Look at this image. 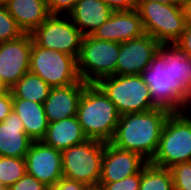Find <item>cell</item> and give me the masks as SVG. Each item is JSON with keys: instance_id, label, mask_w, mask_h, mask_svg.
Segmentation results:
<instances>
[{"instance_id": "6da1fadb", "label": "cell", "mask_w": 191, "mask_h": 190, "mask_svg": "<svg viewBox=\"0 0 191 190\" xmlns=\"http://www.w3.org/2000/svg\"><path fill=\"white\" fill-rule=\"evenodd\" d=\"M169 114L167 110L154 108L121 115L109 143L118 149L139 154L150 162L157 152L161 132Z\"/></svg>"}, {"instance_id": "7a4b0ae2", "label": "cell", "mask_w": 191, "mask_h": 190, "mask_svg": "<svg viewBox=\"0 0 191 190\" xmlns=\"http://www.w3.org/2000/svg\"><path fill=\"white\" fill-rule=\"evenodd\" d=\"M115 104L96 83H88L78 104L77 118L88 139L109 143L120 119Z\"/></svg>"}, {"instance_id": "3957f363", "label": "cell", "mask_w": 191, "mask_h": 190, "mask_svg": "<svg viewBox=\"0 0 191 190\" xmlns=\"http://www.w3.org/2000/svg\"><path fill=\"white\" fill-rule=\"evenodd\" d=\"M141 76L148 85L155 108L177 113L187 110L189 103L191 105V93L173 77L171 63L159 50Z\"/></svg>"}, {"instance_id": "277c9868", "label": "cell", "mask_w": 191, "mask_h": 190, "mask_svg": "<svg viewBox=\"0 0 191 190\" xmlns=\"http://www.w3.org/2000/svg\"><path fill=\"white\" fill-rule=\"evenodd\" d=\"M144 32L160 44L175 43L188 22L186 4H162L148 1L137 2Z\"/></svg>"}, {"instance_id": "5b68a950", "label": "cell", "mask_w": 191, "mask_h": 190, "mask_svg": "<svg viewBox=\"0 0 191 190\" xmlns=\"http://www.w3.org/2000/svg\"><path fill=\"white\" fill-rule=\"evenodd\" d=\"M191 161V117L185 111L170 113L161 132L151 164L171 168Z\"/></svg>"}, {"instance_id": "8992f818", "label": "cell", "mask_w": 191, "mask_h": 190, "mask_svg": "<svg viewBox=\"0 0 191 190\" xmlns=\"http://www.w3.org/2000/svg\"><path fill=\"white\" fill-rule=\"evenodd\" d=\"M106 142L88 139L84 143L63 150V177L98 189L102 158Z\"/></svg>"}, {"instance_id": "52a82bcc", "label": "cell", "mask_w": 191, "mask_h": 190, "mask_svg": "<svg viewBox=\"0 0 191 190\" xmlns=\"http://www.w3.org/2000/svg\"><path fill=\"white\" fill-rule=\"evenodd\" d=\"M115 104L120 115L154 109L148 85L139 75H112L96 83Z\"/></svg>"}, {"instance_id": "ba28073f", "label": "cell", "mask_w": 191, "mask_h": 190, "mask_svg": "<svg viewBox=\"0 0 191 190\" xmlns=\"http://www.w3.org/2000/svg\"><path fill=\"white\" fill-rule=\"evenodd\" d=\"M119 51L120 43L84 36L77 59L80 79L86 83H97L101 78L116 75Z\"/></svg>"}, {"instance_id": "9c48e42d", "label": "cell", "mask_w": 191, "mask_h": 190, "mask_svg": "<svg viewBox=\"0 0 191 190\" xmlns=\"http://www.w3.org/2000/svg\"><path fill=\"white\" fill-rule=\"evenodd\" d=\"M29 72L38 75L51 88L80 82L77 59L71 55L38 46L32 41Z\"/></svg>"}, {"instance_id": "30bf717a", "label": "cell", "mask_w": 191, "mask_h": 190, "mask_svg": "<svg viewBox=\"0 0 191 190\" xmlns=\"http://www.w3.org/2000/svg\"><path fill=\"white\" fill-rule=\"evenodd\" d=\"M61 18V15H50L31 33L33 41L42 48L57 50L78 59L84 36L68 15V20Z\"/></svg>"}, {"instance_id": "8fae6325", "label": "cell", "mask_w": 191, "mask_h": 190, "mask_svg": "<svg viewBox=\"0 0 191 190\" xmlns=\"http://www.w3.org/2000/svg\"><path fill=\"white\" fill-rule=\"evenodd\" d=\"M32 41L31 33H25L0 43V78L9 90L29 72Z\"/></svg>"}, {"instance_id": "7c38bea8", "label": "cell", "mask_w": 191, "mask_h": 190, "mask_svg": "<svg viewBox=\"0 0 191 190\" xmlns=\"http://www.w3.org/2000/svg\"><path fill=\"white\" fill-rule=\"evenodd\" d=\"M26 173L44 183L55 185L62 177V153L42 141H33L25 155Z\"/></svg>"}, {"instance_id": "4fadbf2b", "label": "cell", "mask_w": 191, "mask_h": 190, "mask_svg": "<svg viewBox=\"0 0 191 190\" xmlns=\"http://www.w3.org/2000/svg\"><path fill=\"white\" fill-rule=\"evenodd\" d=\"M160 43L148 34L120 43L116 75H141L158 52Z\"/></svg>"}, {"instance_id": "5bb4252c", "label": "cell", "mask_w": 191, "mask_h": 190, "mask_svg": "<svg viewBox=\"0 0 191 190\" xmlns=\"http://www.w3.org/2000/svg\"><path fill=\"white\" fill-rule=\"evenodd\" d=\"M148 162L139 154L106 143L102 158L100 183H113L138 173Z\"/></svg>"}, {"instance_id": "9a60e30c", "label": "cell", "mask_w": 191, "mask_h": 190, "mask_svg": "<svg viewBox=\"0 0 191 190\" xmlns=\"http://www.w3.org/2000/svg\"><path fill=\"white\" fill-rule=\"evenodd\" d=\"M145 34L137 9L113 12L97 30L93 37L99 40L123 43Z\"/></svg>"}, {"instance_id": "2e32d148", "label": "cell", "mask_w": 191, "mask_h": 190, "mask_svg": "<svg viewBox=\"0 0 191 190\" xmlns=\"http://www.w3.org/2000/svg\"><path fill=\"white\" fill-rule=\"evenodd\" d=\"M87 84L81 80L69 86L51 88L43 103L48 123L77 116L78 104Z\"/></svg>"}, {"instance_id": "e0dca14e", "label": "cell", "mask_w": 191, "mask_h": 190, "mask_svg": "<svg viewBox=\"0 0 191 190\" xmlns=\"http://www.w3.org/2000/svg\"><path fill=\"white\" fill-rule=\"evenodd\" d=\"M32 142L15 111L0 122V156L25 158Z\"/></svg>"}, {"instance_id": "ac0fdd59", "label": "cell", "mask_w": 191, "mask_h": 190, "mask_svg": "<svg viewBox=\"0 0 191 190\" xmlns=\"http://www.w3.org/2000/svg\"><path fill=\"white\" fill-rule=\"evenodd\" d=\"M113 11L103 0H79L68 14L83 36L93 35Z\"/></svg>"}, {"instance_id": "d6986e66", "label": "cell", "mask_w": 191, "mask_h": 190, "mask_svg": "<svg viewBox=\"0 0 191 190\" xmlns=\"http://www.w3.org/2000/svg\"><path fill=\"white\" fill-rule=\"evenodd\" d=\"M88 138L83 133L77 116L49 123L42 142L58 151L84 143Z\"/></svg>"}, {"instance_id": "ffe728a7", "label": "cell", "mask_w": 191, "mask_h": 190, "mask_svg": "<svg viewBox=\"0 0 191 190\" xmlns=\"http://www.w3.org/2000/svg\"><path fill=\"white\" fill-rule=\"evenodd\" d=\"M4 5L24 33H32L50 16L46 0H8Z\"/></svg>"}, {"instance_id": "44dd1931", "label": "cell", "mask_w": 191, "mask_h": 190, "mask_svg": "<svg viewBox=\"0 0 191 190\" xmlns=\"http://www.w3.org/2000/svg\"><path fill=\"white\" fill-rule=\"evenodd\" d=\"M13 111L20 117L25 133L33 141H42L49 125L43 104L25 99H13Z\"/></svg>"}, {"instance_id": "7402d4cb", "label": "cell", "mask_w": 191, "mask_h": 190, "mask_svg": "<svg viewBox=\"0 0 191 190\" xmlns=\"http://www.w3.org/2000/svg\"><path fill=\"white\" fill-rule=\"evenodd\" d=\"M172 45V46H171ZM169 47V48H168ZM159 51L171 63V73L191 93V58L175 43L160 44Z\"/></svg>"}, {"instance_id": "603a6c76", "label": "cell", "mask_w": 191, "mask_h": 190, "mask_svg": "<svg viewBox=\"0 0 191 190\" xmlns=\"http://www.w3.org/2000/svg\"><path fill=\"white\" fill-rule=\"evenodd\" d=\"M51 87L38 75L27 72L10 89L13 99H25L35 103H44Z\"/></svg>"}, {"instance_id": "cb8c5ba5", "label": "cell", "mask_w": 191, "mask_h": 190, "mask_svg": "<svg viewBox=\"0 0 191 190\" xmlns=\"http://www.w3.org/2000/svg\"><path fill=\"white\" fill-rule=\"evenodd\" d=\"M139 190H174L170 169L158 167L148 162L141 169Z\"/></svg>"}, {"instance_id": "d4e9b609", "label": "cell", "mask_w": 191, "mask_h": 190, "mask_svg": "<svg viewBox=\"0 0 191 190\" xmlns=\"http://www.w3.org/2000/svg\"><path fill=\"white\" fill-rule=\"evenodd\" d=\"M26 174L25 158L0 156V184L11 187Z\"/></svg>"}, {"instance_id": "484cf974", "label": "cell", "mask_w": 191, "mask_h": 190, "mask_svg": "<svg viewBox=\"0 0 191 190\" xmlns=\"http://www.w3.org/2000/svg\"><path fill=\"white\" fill-rule=\"evenodd\" d=\"M25 34L10 15L6 6L0 4V43L18 39Z\"/></svg>"}, {"instance_id": "4316f807", "label": "cell", "mask_w": 191, "mask_h": 190, "mask_svg": "<svg viewBox=\"0 0 191 190\" xmlns=\"http://www.w3.org/2000/svg\"><path fill=\"white\" fill-rule=\"evenodd\" d=\"M174 181V190H191V161L169 168Z\"/></svg>"}, {"instance_id": "83f0119b", "label": "cell", "mask_w": 191, "mask_h": 190, "mask_svg": "<svg viewBox=\"0 0 191 190\" xmlns=\"http://www.w3.org/2000/svg\"><path fill=\"white\" fill-rule=\"evenodd\" d=\"M141 170L129 177L113 183H99L98 190H139Z\"/></svg>"}, {"instance_id": "f1b7e54d", "label": "cell", "mask_w": 191, "mask_h": 190, "mask_svg": "<svg viewBox=\"0 0 191 190\" xmlns=\"http://www.w3.org/2000/svg\"><path fill=\"white\" fill-rule=\"evenodd\" d=\"M10 190H48V187L32 175L26 173L10 187Z\"/></svg>"}, {"instance_id": "f546056e", "label": "cell", "mask_w": 191, "mask_h": 190, "mask_svg": "<svg viewBox=\"0 0 191 190\" xmlns=\"http://www.w3.org/2000/svg\"><path fill=\"white\" fill-rule=\"evenodd\" d=\"M78 1L79 0H46V5L50 15H61L63 11L64 14L66 13L68 15Z\"/></svg>"}, {"instance_id": "4dcf8cb0", "label": "cell", "mask_w": 191, "mask_h": 190, "mask_svg": "<svg viewBox=\"0 0 191 190\" xmlns=\"http://www.w3.org/2000/svg\"><path fill=\"white\" fill-rule=\"evenodd\" d=\"M13 111V94L11 90L0 93V122H3Z\"/></svg>"}, {"instance_id": "1f68e13d", "label": "cell", "mask_w": 191, "mask_h": 190, "mask_svg": "<svg viewBox=\"0 0 191 190\" xmlns=\"http://www.w3.org/2000/svg\"><path fill=\"white\" fill-rule=\"evenodd\" d=\"M48 190H90V188L76 180L62 177L55 185L48 187Z\"/></svg>"}, {"instance_id": "d6a6232c", "label": "cell", "mask_w": 191, "mask_h": 190, "mask_svg": "<svg viewBox=\"0 0 191 190\" xmlns=\"http://www.w3.org/2000/svg\"><path fill=\"white\" fill-rule=\"evenodd\" d=\"M113 12L137 9L136 0H103Z\"/></svg>"}, {"instance_id": "836d02e7", "label": "cell", "mask_w": 191, "mask_h": 190, "mask_svg": "<svg viewBox=\"0 0 191 190\" xmlns=\"http://www.w3.org/2000/svg\"><path fill=\"white\" fill-rule=\"evenodd\" d=\"M182 50H184L191 58V21L188 20L184 32L175 42Z\"/></svg>"}, {"instance_id": "e575fe53", "label": "cell", "mask_w": 191, "mask_h": 190, "mask_svg": "<svg viewBox=\"0 0 191 190\" xmlns=\"http://www.w3.org/2000/svg\"><path fill=\"white\" fill-rule=\"evenodd\" d=\"M137 2L155 1L162 4H185V0H136Z\"/></svg>"}, {"instance_id": "d590c367", "label": "cell", "mask_w": 191, "mask_h": 190, "mask_svg": "<svg viewBox=\"0 0 191 190\" xmlns=\"http://www.w3.org/2000/svg\"><path fill=\"white\" fill-rule=\"evenodd\" d=\"M187 12H188V20L191 21V0H185Z\"/></svg>"}, {"instance_id": "8d00e7d4", "label": "cell", "mask_w": 191, "mask_h": 190, "mask_svg": "<svg viewBox=\"0 0 191 190\" xmlns=\"http://www.w3.org/2000/svg\"><path fill=\"white\" fill-rule=\"evenodd\" d=\"M9 89L5 86V84L3 83V81L0 78V93L6 92Z\"/></svg>"}, {"instance_id": "74e56055", "label": "cell", "mask_w": 191, "mask_h": 190, "mask_svg": "<svg viewBox=\"0 0 191 190\" xmlns=\"http://www.w3.org/2000/svg\"><path fill=\"white\" fill-rule=\"evenodd\" d=\"M0 190H10V188L0 184Z\"/></svg>"}, {"instance_id": "f35d334b", "label": "cell", "mask_w": 191, "mask_h": 190, "mask_svg": "<svg viewBox=\"0 0 191 190\" xmlns=\"http://www.w3.org/2000/svg\"><path fill=\"white\" fill-rule=\"evenodd\" d=\"M8 0H0V4H5Z\"/></svg>"}]
</instances>
